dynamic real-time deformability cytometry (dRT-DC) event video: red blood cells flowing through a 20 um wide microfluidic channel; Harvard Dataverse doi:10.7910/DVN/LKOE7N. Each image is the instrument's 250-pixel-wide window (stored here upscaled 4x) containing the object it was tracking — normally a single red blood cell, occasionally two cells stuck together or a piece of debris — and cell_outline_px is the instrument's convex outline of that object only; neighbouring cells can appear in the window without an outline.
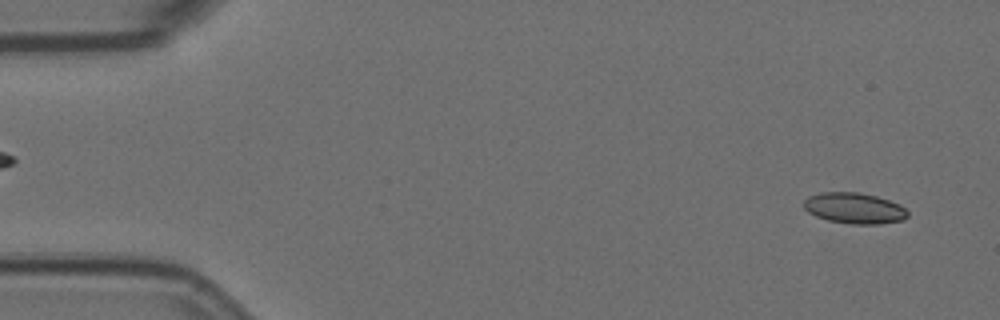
{"species": "Egyptian fruit bat (a non-hibernating species)", "species_latin": "Rousettus aegyptiacus", "temperature_condition": "room temperature", "stored_images_in_passage": 57, "segment_of_instrument_passage": [1, 2], "camera_frame_rate_fps": 3000, "um_per_image_px": 0.085, "animal": {"sex": "female"}, "frame": {"image": 1, "passage_image": 3, "time_ms": 0.667, "image_size_px": [1000, 320], "cell_outline_px": [[908, 216], [904, 220], [880, 224], [852, 224], [828, 220], [816, 216], [808, 212], [804, 208], [804, 200], [808, 196], [820, 192], [860, 192], [876, 196], [900, 204], [908, 212]], "centroid_in_image_um": [72.62, 17.69], "position_along_channel_um": 12.4, "area_um2": 18.79}}
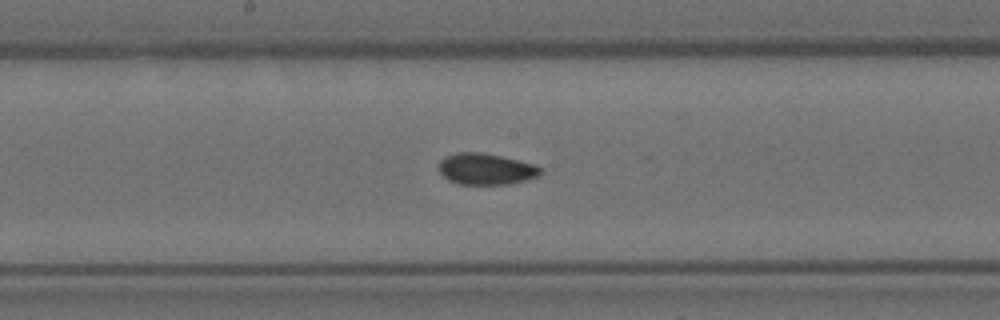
{"frame": {"image": 2, "passage_image": 29, "time_ms": 9.333, "image_size_px": [1000, 320], "cell_outline_px": [[540, 176], [508, 184], [456, 184], [448, 180], [440, 172], [440, 160], [444, 156], [456, 152], [480, 152], [500, 156], [532, 164], [540, 168]], "centroid_in_image_um": [41.25, 14.37], "position_along_channel_um": 206.9, "area_um2": 18.32}}
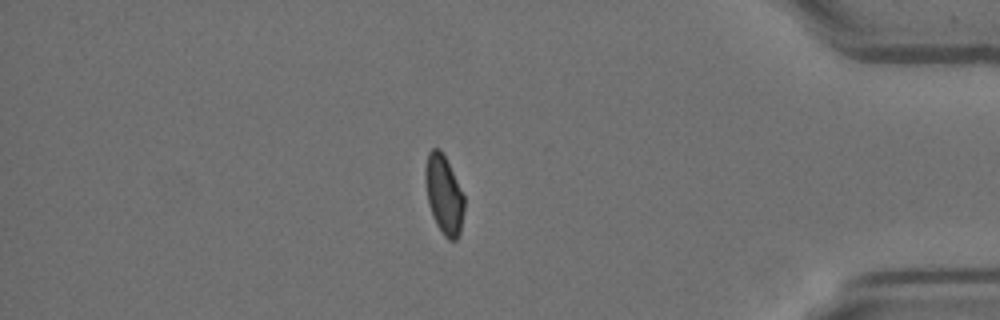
{"frame": {"image": 3, "passage_image": 48, "time_ms": 15.667, "image_size_px": [1000, 320], "cell_outline_px": [[464, 212], [460, 232], [456, 240], [448, 240], [444, 236], [436, 224], [432, 216], [428, 204], [424, 180], [424, 168], [428, 152], [432, 148], [440, 148], [464, 196]], "centroid_in_image_um": [37.7, 16.56], "position_along_channel_um": 397.5, "area_um2": 17.92}}